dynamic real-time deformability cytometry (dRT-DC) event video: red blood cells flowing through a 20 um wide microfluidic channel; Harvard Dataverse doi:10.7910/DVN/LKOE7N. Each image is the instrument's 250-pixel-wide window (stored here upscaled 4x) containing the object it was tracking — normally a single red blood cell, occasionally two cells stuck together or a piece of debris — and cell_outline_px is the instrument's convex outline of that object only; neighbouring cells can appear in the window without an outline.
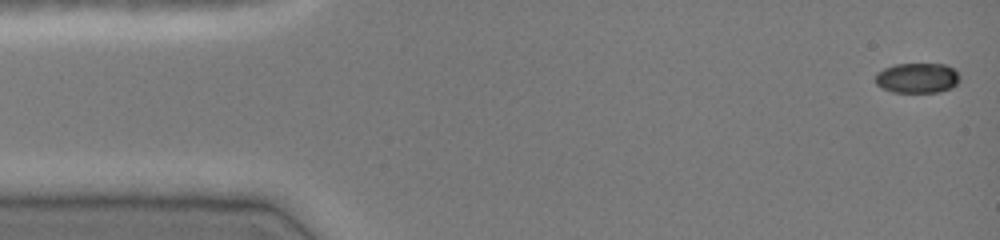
{"species": "common noctule bat (a hibernating species)", "species_latin": "Nyctalus noctula", "temperature_condition": "cold", "stored_images_in_passage": 47, "camera_frame_rate_fps": 3000, "um_per_image_px": 0.085, "animal": {"sex": "female", "body_mass_g": 19.0, "forearm_length_mm": 51.5}, "frame": {"image": 1, "passage_image": 1, "time_ms": 0.0, "image_size_px": [1000, 240], "cell_outline_px": [[960, 80], [952, 88], [940, 92], [892, 92], [876, 84], [876, 72], [884, 68], [896, 64], [944, 64], [952, 68], [960, 76]], "centroid_in_image_um": [77.98, 6.63], "position_along_channel_um": 7.0, "area_um2": 14.8}}
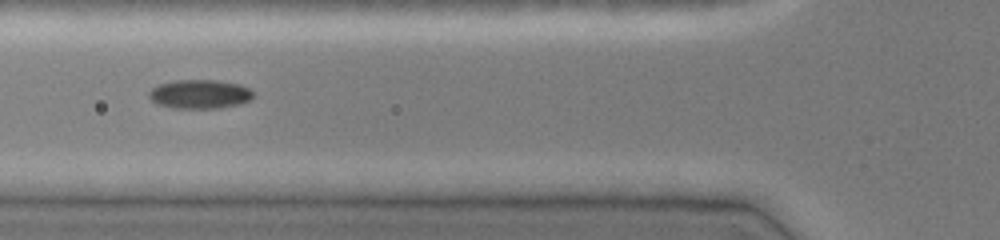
{"frame": {"image": 2, "passage_image": 17, "time_ms": 5.333, "image_size_px": [1000, 240], "cell_outline_px": [[252, 100], [240, 104], [220, 108], [172, 108], [156, 104], [148, 96], [148, 92], [152, 88], [160, 84], [172, 80], [216, 80], [240, 84], [248, 88], [252, 92]], "centroid_in_image_um": [16.96, 8.0], "position_along_channel_um": 108.8, "area_um2": 17.74}}
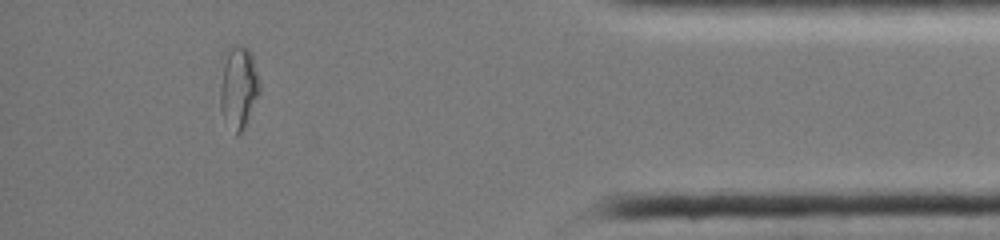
{"frame": {"image": 3, "passage_image": 42, "time_ms": 13.667, "image_size_px": [1000, 240], "cell_outline_px": [[260, 92], [248, 124], [236, 136], [224, 120], [220, 108], [220, 88], [224, 64], [228, 48], [236, 44], [240, 44], [248, 48], [252, 56], [260, 80]], "centroid_in_image_um": [20.3, 7.47], "position_along_channel_um": 414.9, "area_um2": 19.19}, "authors_computed_cell_mechanics": {"area_um2": 16.9932, "velocity_mm_per_s": 4.0766, "shape_relaxation_time_tau1_ms": null, "shape_relaxation_time_tau2_ms": 1.6791, "deformation_change_tau1": null, "deformation_change_tau2": 0.0464}}